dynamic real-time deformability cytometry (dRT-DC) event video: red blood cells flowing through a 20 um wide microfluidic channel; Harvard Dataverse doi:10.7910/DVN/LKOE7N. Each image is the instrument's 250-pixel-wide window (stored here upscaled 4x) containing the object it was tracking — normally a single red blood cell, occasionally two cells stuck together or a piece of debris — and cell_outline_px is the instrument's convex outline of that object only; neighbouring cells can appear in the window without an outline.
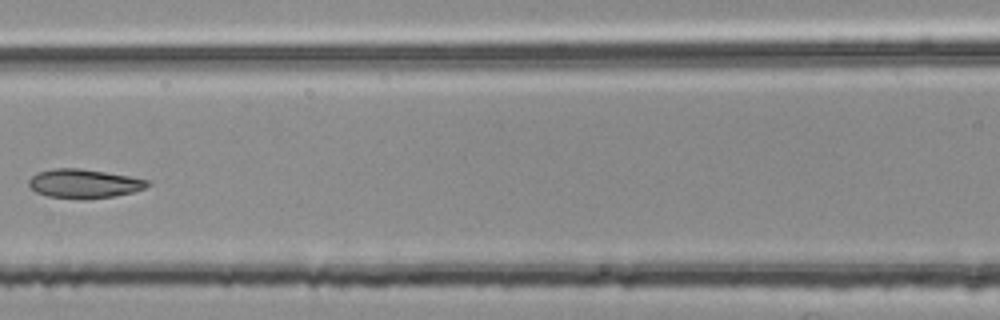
{"species": "common noctule bat (a hibernating species)", "species_latin": "Nyctalus noctula", "temperature_condition": "room temperature", "stored_images_in_passage": 5, "camera_frame_rate_fps": 3000, "um_per_image_px": 0.085, "animal": {"sex": "female", "body_mass_g": 25.1}, "frame": {"image": 1, "passage_image": 5, "time_ms": 1.333, "image_size_px": [1000, 320], "cell_outline_px": [[152, 184], [144, 188], [132, 192], [112, 196], [84, 200], [80, 200], [48, 196], [36, 192], [28, 184], [28, 180], [36, 172], [52, 168], [80, 168], [128, 176], [148, 180]], "centroid_in_image_um": [7.1, 15.61], "position_along_channel_um": 159.5, "area_um2": 20.11}}